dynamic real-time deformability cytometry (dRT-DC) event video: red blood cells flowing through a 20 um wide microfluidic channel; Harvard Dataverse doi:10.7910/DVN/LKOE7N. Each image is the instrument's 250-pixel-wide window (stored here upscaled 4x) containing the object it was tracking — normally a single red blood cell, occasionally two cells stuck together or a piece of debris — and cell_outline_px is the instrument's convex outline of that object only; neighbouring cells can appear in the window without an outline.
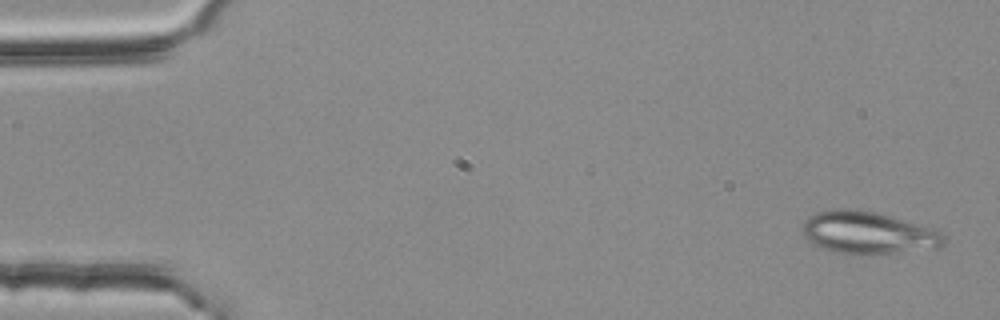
{"species": "common noctule bat (a hibernating species)", "species_latin": "Nyctalus noctula", "temperature_condition": "room temperature", "stored_images_in_passage": 3, "camera_frame_rate_fps": 3000, "um_per_image_px": 0.085, "animal": {"sex": "female", "body_mass_g": 25.1}, "frame": {"image": 1, "passage_image": 1, "time_ms": 0.0, "image_size_px": [1000, 320], "cell_outline_px": [[944, 244], [940, 248], [896, 252], [840, 252], [824, 248], [808, 240], [804, 236], [804, 220], [808, 216], [816, 212], [832, 208], [848, 208], [876, 212], [928, 228], [940, 232], [944, 236]], "centroid_in_image_um": [73.75, 19.74], "position_along_channel_um": 11.2, "area_um2": 33.7}}